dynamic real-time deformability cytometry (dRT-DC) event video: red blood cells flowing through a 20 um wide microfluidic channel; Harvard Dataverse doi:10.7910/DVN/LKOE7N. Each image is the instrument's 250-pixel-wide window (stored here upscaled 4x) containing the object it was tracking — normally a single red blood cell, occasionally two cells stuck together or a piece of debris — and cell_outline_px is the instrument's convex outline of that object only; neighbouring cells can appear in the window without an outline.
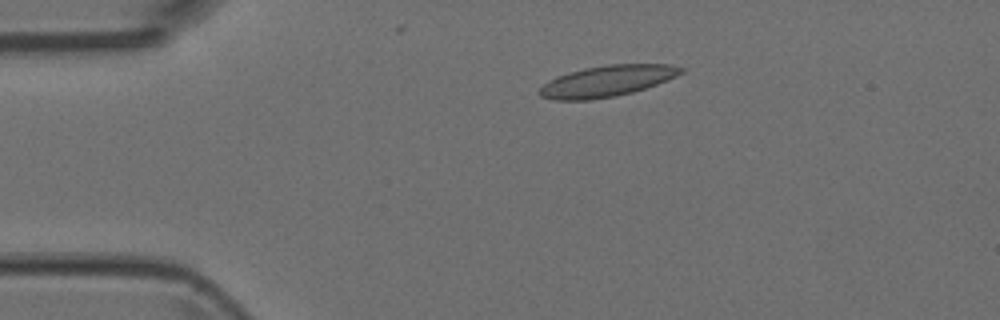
{"species": "Egyptian fruit bat (a non-hibernating species)", "species_latin": "Rousettus aegyptiacus", "temperature_condition": "room temperature", "stored_images_in_passage": 3, "camera_frame_rate_fps": 3000, "um_per_image_px": 0.085, "animal": {"sex": "female"}, "frame": {"image": 1, "passage_image": 3, "time_ms": 0.667, "image_size_px": [1000, 320], "cell_outline_px": [[688, 68], [684, 72], [676, 76], [656, 84], [632, 92], [616, 96], [592, 100], [552, 100], [540, 96], [536, 92], [548, 80], [556, 76], [568, 72], [584, 68], [608, 64], [668, 64]], "centroid_in_image_um": [51.57, 6.89], "position_along_channel_um": 33.4, "area_um2": 25.89}}